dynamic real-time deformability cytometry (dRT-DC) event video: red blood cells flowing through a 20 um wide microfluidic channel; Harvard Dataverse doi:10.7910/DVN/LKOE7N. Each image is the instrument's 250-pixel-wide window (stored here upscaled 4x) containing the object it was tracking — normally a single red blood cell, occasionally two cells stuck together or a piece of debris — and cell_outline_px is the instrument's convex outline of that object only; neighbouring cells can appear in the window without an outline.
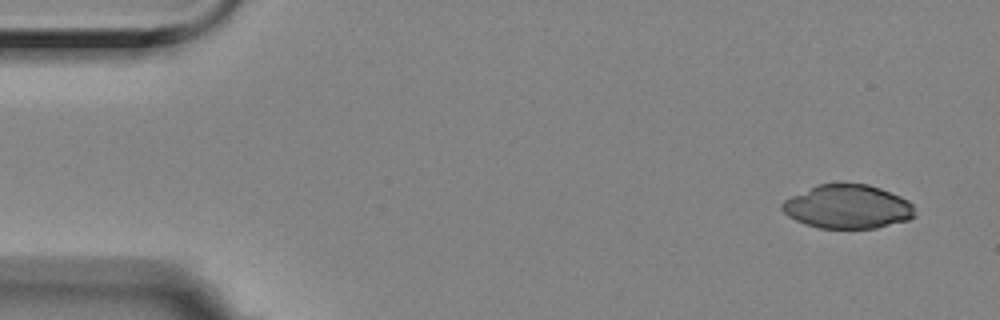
{"species": "Egyptian fruit bat (a non-hibernating species)", "species_latin": "Rousettus aegyptiacus", "temperature_condition": "room temperature", "stored_images_in_passage": 5, "camera_frame_rate_fps": 3000, "um_per_image_px": 0.085, "animal": {"sex": "female"}, "frame": {"image": 1, "passage_image": 1, "time_ms": 0.0, "image_size_px": [1000, 320], "cell_outline_px": [[916, 216], [908, 220], [876, 228], [820, 228], [804, 224], [788, 216], [780, 208], [780, 204], [784, 200], [816, 184], [840, 180], [844, 180], [868, 184], [880, 188], [900, 196], [908, 200], [912, 204]], "centroid_in_image_um": [72.03, 17.53], "position_along_channel_um": 13.0, "area_um2": 34.68}}